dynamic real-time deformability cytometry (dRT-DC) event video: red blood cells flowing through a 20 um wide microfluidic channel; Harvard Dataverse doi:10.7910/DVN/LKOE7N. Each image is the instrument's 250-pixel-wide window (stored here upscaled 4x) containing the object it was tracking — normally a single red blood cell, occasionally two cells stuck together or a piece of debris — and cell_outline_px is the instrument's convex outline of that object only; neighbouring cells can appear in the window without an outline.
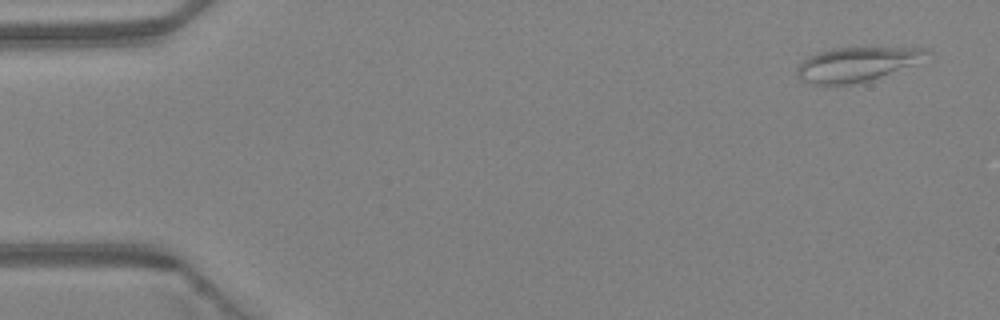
{"species": "Egyptian fruit bat (a non-hibernating species)", "species_latin": "Rousettus aegyptiacus", "temperature_condition": "warm", "stored_images_in_passage": 4, "camera_frame_rate_fps": 3000, "um_per_image_px": 0.085, "animal": {"sex": "female"}, "frame": {"image": 1, "passage_image": 1, "time_ms": 0.0, "image_size_px": [1000, 320], "cell_outline_px": [[932, 52], [912, 64], [868, 80], [852, 84], [812, 84], [800, 80], [796, 72], [796, 68], [804, 60], [816, 52], [832, 48], [928, 48]], "centroid_in_image_um": [72.74, 5.45], "position_along_channel_um": 12.3, "area_um2": 25.26}}